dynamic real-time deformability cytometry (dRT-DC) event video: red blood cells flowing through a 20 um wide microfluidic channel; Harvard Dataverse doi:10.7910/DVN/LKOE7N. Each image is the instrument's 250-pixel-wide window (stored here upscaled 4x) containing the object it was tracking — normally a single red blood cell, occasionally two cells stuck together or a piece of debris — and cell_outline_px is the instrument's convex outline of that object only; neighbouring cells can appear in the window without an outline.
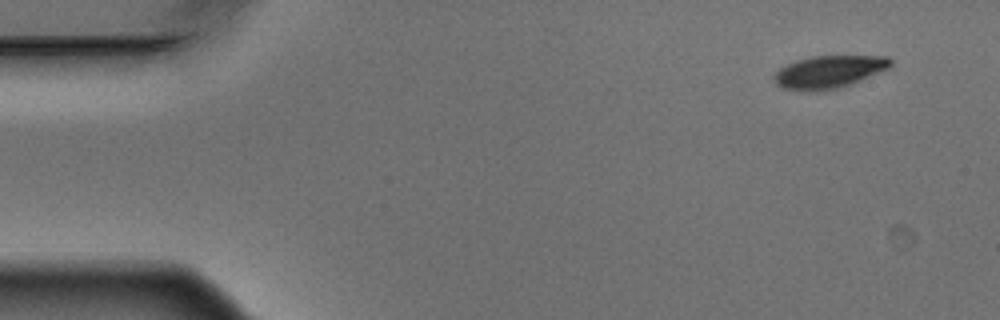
{"species": "Egyptian fruit bat (a non-hibernating species)", "species_latin": "Rousettus aegyptiacus", "temperature_condition": "warm", "stored_images_in_passage": 14, "camera_frame_rate_fps": 3000, "um_per_image_px": 0.085, "animal": {"sex": "male"}, "frame": {"image": 1, "passage_image": 1, "time_ms": 0.0, "image_size_px": [1000, 320], "cell_outline_px": [[892, 64], [888, 68], [848, 84], [836, 88], [816, 92], [804, 92], [780, 88], [776, 84], [772, 76], [780, 68], [788, 64], [812, 56], [888, 56], [892, 60]], "centroid_in_image_um": [70.39, 6.12], "position_along_channel_um": 14.6, "area_um2": 21.91}}
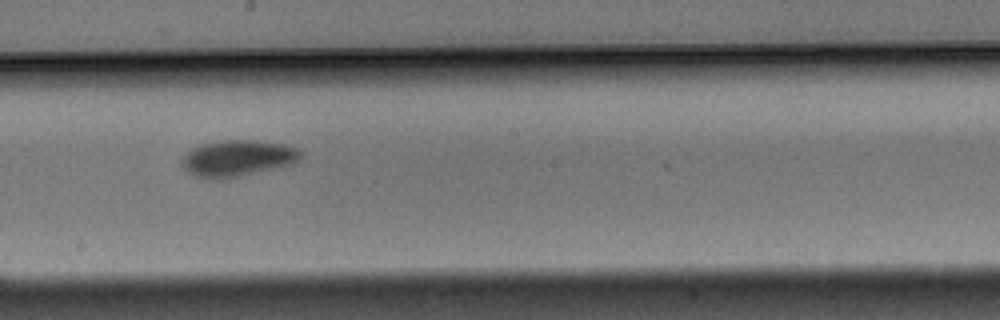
{"frame": {"image": 2, "passage_image": 8, "time_ms": 2.333, "image_size_px": [1000, 320], "cell_outline_px": [[300, 156], [292, 164], [224, 180], [212, 180], [196, 176], [184, 168], [180, 164], [180, 160], [192, 148], [200, 144], [220, 140], [256, 140], [284, 144], [296, 148], [300, 152]], "centroid_in_image_um": [20.14, 13.46], "position_along_channel_um": 228.1, "area_um2": 25.2}}
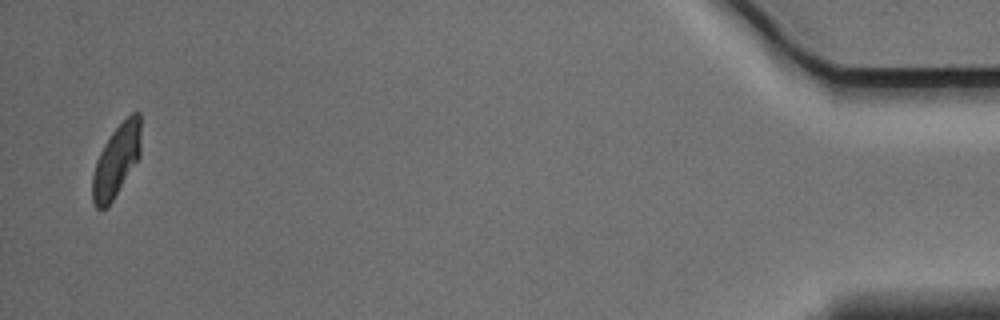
{"frame": {"image": 3, "passage_image": 14, "time_ms": 4.333, "image_size_px": [1000, 320], "cell_outline_px": [[140, 156], [112, 200], [104, 208], [96, 208], [92, 200], [92, 176], [96, 160], [104, 144], [112, 132], [132, 112], [140, 112]], "centroid_in_image_um": [9.88, 13.64], "position_along_channel_um": 425.3, "area_um2": 20.0}}